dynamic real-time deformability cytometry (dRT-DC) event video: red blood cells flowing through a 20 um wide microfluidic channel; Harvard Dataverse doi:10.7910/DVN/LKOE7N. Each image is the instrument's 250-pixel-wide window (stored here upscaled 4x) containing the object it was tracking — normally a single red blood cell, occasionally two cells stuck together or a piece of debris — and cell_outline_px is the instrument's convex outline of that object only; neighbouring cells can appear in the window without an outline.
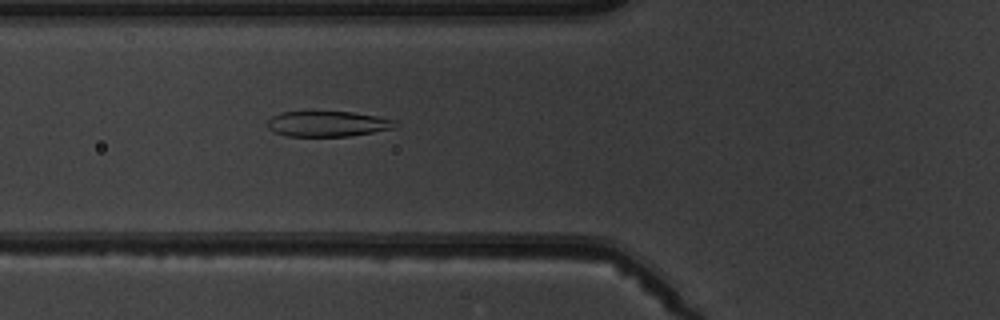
{"species": "common noctule bat (a hibernating species)", "species_latin": "Nyctalus noctula", "temperature_condition": "warm", "stored_images_in_passage": 6, "camera_frame_rate_fps": 3000, "um_per_image_px": 0.085, "animal": {"sex": "male", "body_mass_g": 19.5, "forearm_length_mm": 54.6}, "frame": {"image": 1, "passage_image": 6, "time_ms": 6.0, "image_size_px": [1000, 320], "cell_outline_px": [[396, 128], [348, 136], [288, 136], [272, 132], [268, 128], [268, 120], [272, 116], [280, 112], [352, 112], [376, 116], [396, 120]], "centroid_in_image_um": [27.83, 10.53], "position_along_channel_um": 98.0, "area_um2": 18.9}}